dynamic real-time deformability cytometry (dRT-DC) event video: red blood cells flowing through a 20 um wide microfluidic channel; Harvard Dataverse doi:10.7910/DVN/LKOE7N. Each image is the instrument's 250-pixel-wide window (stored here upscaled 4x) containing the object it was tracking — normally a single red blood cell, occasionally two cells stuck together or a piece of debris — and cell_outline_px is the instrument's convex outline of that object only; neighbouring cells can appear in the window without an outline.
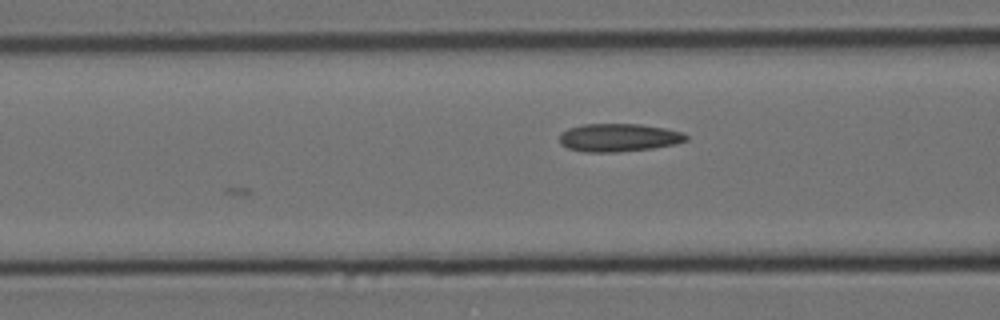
{"species": "Egyptian fruit bat (a non-hibernating species)", "species_latin": "Rousettus aegyptiacus", "temperature_condition": "cold", "stored_images_in_passage": 5, "camera_frame_rate_fps": 3000, "um_per_image_px": 0.085, "animal": {"sex": "female"}, "frame": {"image": 1, "passage_image": 5, "time_ms": 1.333, "image_size_px": [1000, 320], "cell_outline_px": [[688, 140], [676, 144], [652, 148], [620, 152], [584, 152], [568, 148], [560, 144], [560, 136], [568, 128], [584, 124], [640, 124], [664, 128], [684, 132], [688, 136]], "centroid_in_image_um": [52.62, 11.7], "position_along_channel_um": 114.0, "area_um2": 20.75}}